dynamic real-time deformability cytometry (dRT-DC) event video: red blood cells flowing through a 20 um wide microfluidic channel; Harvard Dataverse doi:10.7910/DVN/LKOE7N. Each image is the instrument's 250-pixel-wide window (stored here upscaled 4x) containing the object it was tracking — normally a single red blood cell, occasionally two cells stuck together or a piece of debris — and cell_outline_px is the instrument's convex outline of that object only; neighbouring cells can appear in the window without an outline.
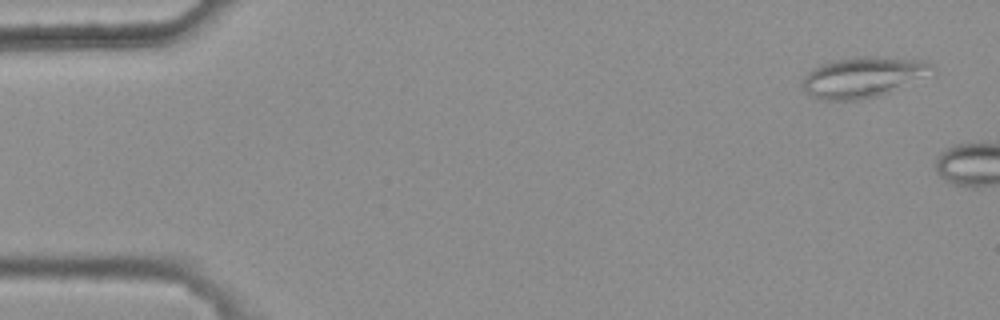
{"species": "common noctule bat (a hibernating species)", "species_latin": "Nyctalus noctula", "temperature_condition": "warm", "stored_images_in_passage": 4, "camera_frame_rate_fps": 3000, "um_per_image_px": 0.085, "animal": {"sex": "female", "body_mass_g": 25.1}, "frame": {"image": 1, "passage_image": 1, "time_ms": 0.0, "image_size_px": [1000, 320], "cell_outline_px": [[932, 64], [888, 92], [880, 96], [860, 100], [816, 100], [804, 92], [804, 76], [812, 68], [828, 60], [856, 56], [880, 56], [924, 60]], "centroid_in_image_um": [73.07, 6.55], "position_along_channel_um": 11.9, "area_um2": 29.48}}